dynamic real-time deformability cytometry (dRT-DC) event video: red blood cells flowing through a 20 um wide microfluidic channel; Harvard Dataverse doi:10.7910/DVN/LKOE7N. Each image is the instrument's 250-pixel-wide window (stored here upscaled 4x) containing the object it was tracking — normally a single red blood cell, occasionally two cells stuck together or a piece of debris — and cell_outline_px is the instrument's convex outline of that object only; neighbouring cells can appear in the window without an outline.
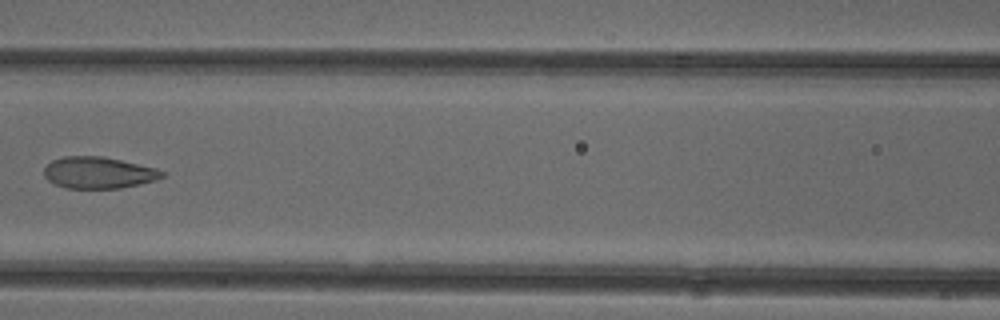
{"species": "common noctule bat (a hibernating species)", "species_latin": "Nyctalus noctula", "temperature_condition": "cold", "stored_images_in_passage": 6, "camera_frame_rate_fps": 3000, "um_per_image_px": 0.085, "animal": {"sex": "female"}, "frame": {"image": 1, "passage_image": 5, "time_ms": 1.333, "image_size_px": [1000, 320], "cell_outline_px": [[164, 176], [156, 180], [140, 184], [120, 188], [64, 188], [48, 180], [44, 176], [44, 168], [52, 160], [64, 156], [104, 156], [156, 168], [164, 172]], "centroid_in_image_um": [8.37, 14.67], "position_along_channel_um": 158.2, "area_um2": 21.73}}
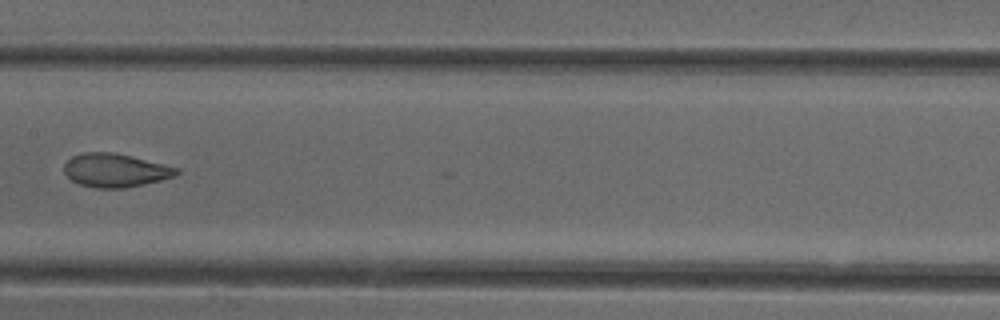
{"frame": {"image": 2, "passage_image": 6, "time_ms": 1.667, "image_size_px": [1000, 320], "cell_outline_px": [[180, 172], [176, 176], [144, 184], [124, 188], [96, 188], [80, 184], [72, 180], [64, 172], [64, 164], [72, 156], [84, 152], [112, 152], [180, 168]], "centroid_in_image_um": [9.8, 14.48], "position_along_channel_um": 197.6, "area_um2": 21.79}}